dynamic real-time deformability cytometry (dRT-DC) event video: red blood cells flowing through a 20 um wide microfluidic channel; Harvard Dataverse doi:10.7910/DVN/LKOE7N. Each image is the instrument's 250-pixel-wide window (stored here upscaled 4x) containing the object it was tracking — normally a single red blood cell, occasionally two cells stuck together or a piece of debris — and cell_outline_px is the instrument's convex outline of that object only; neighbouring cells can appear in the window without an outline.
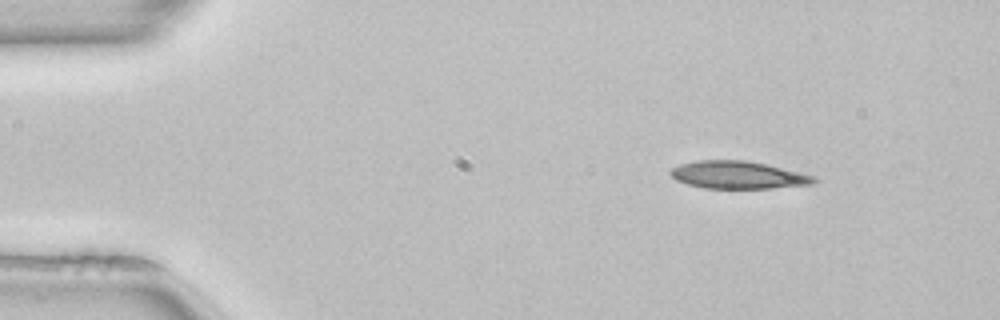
{"species": "common noctule bat (a hibernating species)", "species_latin": "Nyctalus noctula", "temperature_condition": "room temperature", "stored_images_in_passage": 45, "camera_frame_rate_fps": 3000, "um_per_image_px": 0.085, "animal": {"sex": "female", "body_mass_g": 22.7, "forearm_length_mm": 54.2}, "frame": {"image": 1, "passage_image": 1, "time_ms": 0.0, "image_size_px": [1000, 320], "cell_outline_px": [[820, 180], [812, 184], [772, 188], [704, 188], [688, 184], [676, 180], [668, 172], [672, 168], [680, 164], [696, 160], [744, 160], [764, 164], [800, 172], [816, 176]], "centroid_in_image_um": [62.74, 14.87], "position_along_channel_um": 22.3, "area_um2": 23.0}}
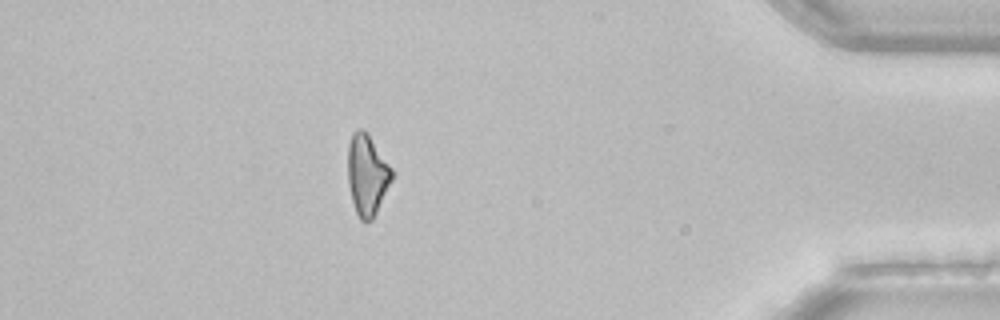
{"frame": {"image": 2, "passage_image": 39, "time_ms": 12.667, "image_size_px": [1000, 320], "cell_outline_px": [[392, 180], [372, 220], [360, 220], [356, 212], [352, 200], [348, 184], [348, 144], [352, 132], [356, 128], [364, 128], [392, 168]], "centroid_in_image_um": [31.19, 14.81], "position_along_channel_um": 404.0, "area_um2": 20.63}}